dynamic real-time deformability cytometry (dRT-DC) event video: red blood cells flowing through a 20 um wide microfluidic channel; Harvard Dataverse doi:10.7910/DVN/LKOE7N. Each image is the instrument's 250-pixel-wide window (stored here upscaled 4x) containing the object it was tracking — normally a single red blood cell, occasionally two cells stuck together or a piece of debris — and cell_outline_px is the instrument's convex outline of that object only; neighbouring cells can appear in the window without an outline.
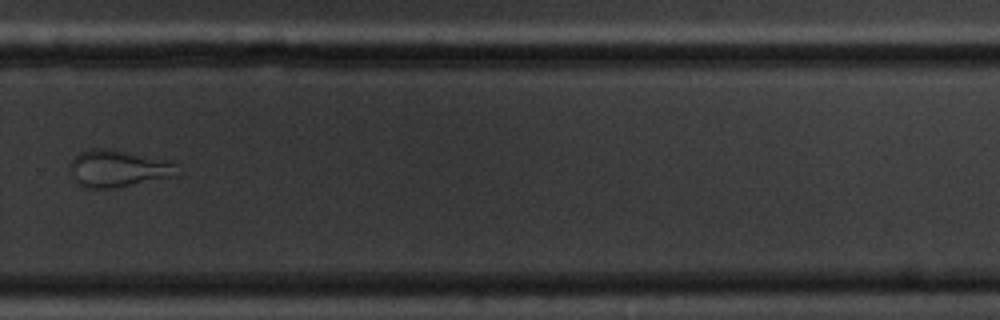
{"species": "common noctule bat (a hibernating species)", "species_latin": "Nyctalus noctula", "temperature_condition": "cold", "stored_images_in_passage": 15, "camera_frame_rate_fps": 3000, "um_per_image_px": 0.085, "animal": {"sex": "male", "body_mass_g": 20.1, "forearm_length_mm": 53.5}, "frame": {"image": 1, "passage_image": 11, "time_ms": 12.667, "image_size_px": [1000, 320], "cell_outline_px": [[180, 176], [112, 188], [88, 188], [80, 184], [76, 180], [72, 172], [72, 160], [80, 152], [92, 148], [104, 148], [124, 152], [176, 164]], "centroid_in_image_um": [10.06, 14.35], "position_along_channel_um": 319.7, "area_um2": 22.31}}
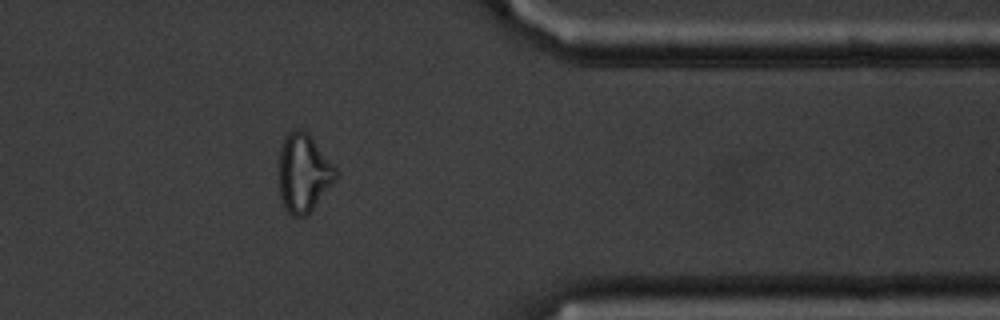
{"frame": {"image": 2, "passage_image": 13, "time_ms": 15.0, "image_size_px": [1000, 320], "cell_outline_px": [[340, 176], [312, 208], [304, 216], [292, 216], [288, 212], [280, 196], [280, 148], [288, 132], [296, 128], [300, 128], [312, 140], [340, 172]], "centroid_in_image_um": [25.82, 14.71], "position_along_channel_um": 385.6, "area_um2": 25.32}}